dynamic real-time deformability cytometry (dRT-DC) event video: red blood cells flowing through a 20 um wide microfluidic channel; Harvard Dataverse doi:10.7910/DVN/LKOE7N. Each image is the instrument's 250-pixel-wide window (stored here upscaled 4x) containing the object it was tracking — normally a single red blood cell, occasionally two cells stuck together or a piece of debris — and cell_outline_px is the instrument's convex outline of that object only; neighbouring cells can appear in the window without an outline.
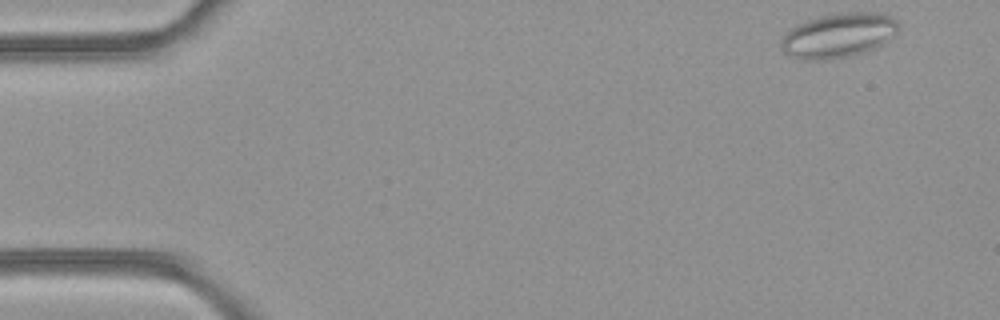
{"species": "common noctule bat (a hibernating species)", "species_latin": "Nyctalus noctula", "temperature_condition": "room temperature", "stored_images_in_passage": 47, "camera_frame_rate_fps": 3000, "um_per_image_px": 0.085, "animal": {"sex": "female", "body_mass_g": 21.9}, "frame": {"image": 1, "passage_image": 1, "time_ms": 0.0, "image_size_px": [1000, 320], "cell_outline_px": [[900, 28], [888, 40], [876, 48], [848, 56], [824, 60], [804, 60], [792, 56], [784, 52], [780, 48], [780, 44], [784, 32], [808, 20], [820, 16], [840, 12], [880, 12], [892, 16], [900, 24]], "centroid_in_image_um": [71.29, 2.99], "position_along_channel_um": 13.7, "area_um2": 30.58}}
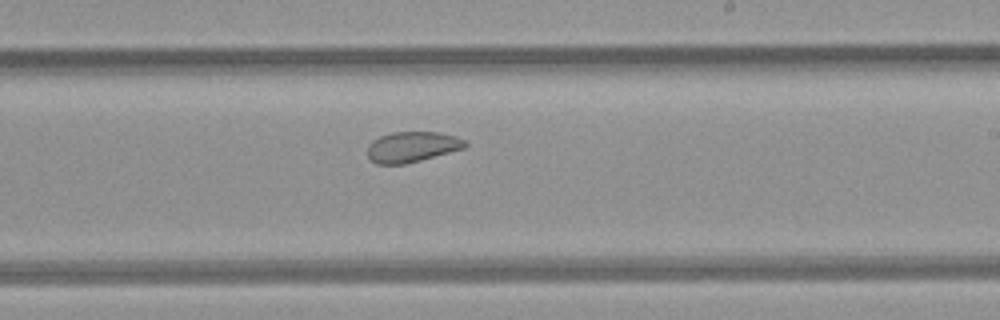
{"frame": {"image": 2, "passage_image": 27, "time_ms": 8.667, "image_size_px": [1000, 320], "cell_outline_px": [[468, 144], [464, 148], [420, 160], [404, 164], [376, 164], [368, 156], [368, 144], [372, 140], [380, 136], [392, 132], [440, 132], [456, 136], [464, 140]], "centroid_in_image_um": [35.01, 12.47], "position_along_channel_um": 254.0, "area_um2": 17.28}}
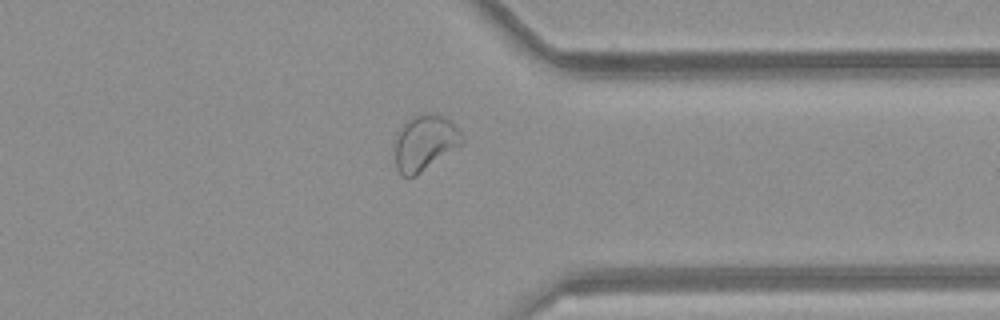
{"frame": {"image": 3, "passage_image": 36, "time_ms": 11.667, "image_size_px": [1000, 320], "cell_outline_px": [[464, 144], [416, 176], [404, 176], [396, 168], [392, 144], [396, 132], [412, 116], [428, 112], [432, 112], [444, 116], [452, 120], [464, 136]], "centroid_in_image_um": [36.11, 12.11], "position_along_channel_um": 375.3, "area_um2": 22.66}, "authors_computed_cell_mechanics": {"area_um2": 23.5824, "velocity_mm_per_s": 4.1986, "shape_relaxation_time_tau1_ms": null, "shape_relaxation_time_tau2_ms": 2.1386, "deformation_change_tau1": null, "deformation_change_tau2": 0.0739}}